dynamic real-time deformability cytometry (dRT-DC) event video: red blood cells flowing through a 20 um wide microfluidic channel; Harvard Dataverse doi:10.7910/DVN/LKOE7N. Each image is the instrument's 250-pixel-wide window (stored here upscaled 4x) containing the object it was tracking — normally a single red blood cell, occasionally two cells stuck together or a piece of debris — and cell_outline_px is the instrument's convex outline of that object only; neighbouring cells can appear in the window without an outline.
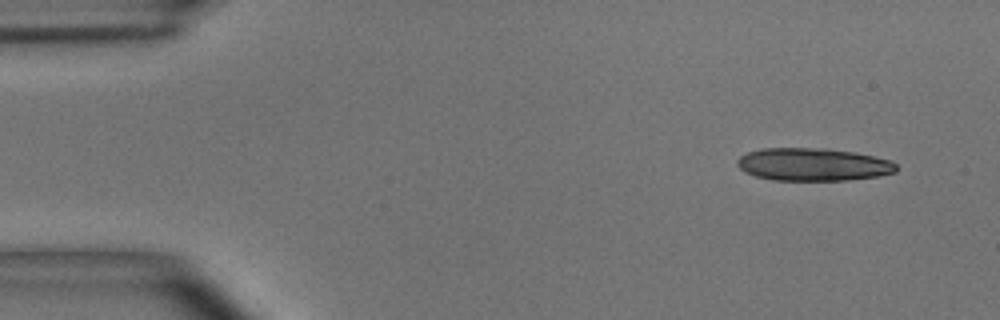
{"species": "common noctule bat (a hibernating species)", "species_latin": "Nyctalus noctula", "temperature_condition": "room temperature", "stored_images_in_passage": 14, "camera_frame_rate_fps": 3000, "um_per_image_px": 0.085, "animal": {"sex": "male", "body_mass_g": 15.6}, "frame": {"image": 1, "passage_image": 1, "time_ms": 0.0, "image_size_px": [1000, 320], "cell_outline_px": [[896, 172], [880, 176], [848, 180], [772, 180], [756, 176], [744, 172], [736, 164], [736, 160], [740, 156], [748, 152], [760, 148], [824, 148], [852, 152], [872, 156], [888, 160], [896, 164]], "centroid_in_image_um": [69.07, 13.98], "position_along_channel_um": 15.9, "area_um2": 30.35}}
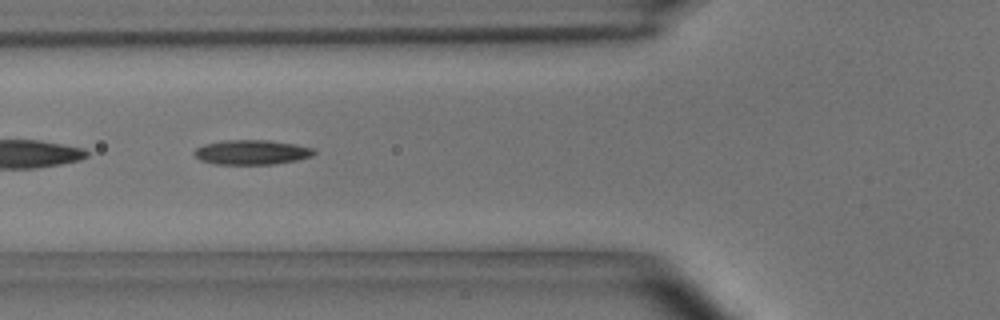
{"frame": {"image": 2, "passage_image": 5, "time_ms": 1.333, "image_size_px": [1000, 320], "cell_outline_px": [[316, 152], [312, 156], [296, 160], [272, 164], [216, 164], [200, 160], [192, 152], [196, 148], [204, 144], [224, 140], [268, 140], [296, 144], [312, 148]], "centroid_in_image_um": [21.38, 12.93], "position_along_channel_um": 104.4, "area_um2": 17.17}}
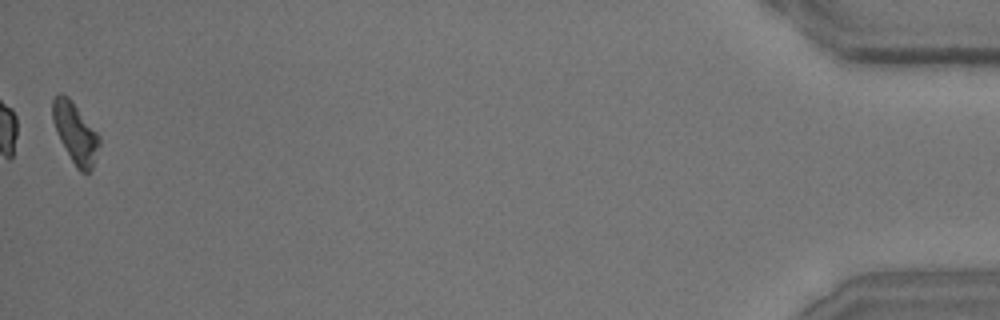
{"frame": {"image": 3, "passage_image": 14, "time_ms": 4.333, "image_size_px": [1000, 320], "cell_outline_px": [[100, 144], [92, 168], [88, 172], [80, 172], [76, 168], [60, 140], [56, 132], [52, 120], [52, 100], [60, 92], [68, 96], [72, 100], [100, 136]], "centroid_in_image_um": [6.39, 11.28], "position_along_channel_um": 428.8, "area_um2": 16.47}}